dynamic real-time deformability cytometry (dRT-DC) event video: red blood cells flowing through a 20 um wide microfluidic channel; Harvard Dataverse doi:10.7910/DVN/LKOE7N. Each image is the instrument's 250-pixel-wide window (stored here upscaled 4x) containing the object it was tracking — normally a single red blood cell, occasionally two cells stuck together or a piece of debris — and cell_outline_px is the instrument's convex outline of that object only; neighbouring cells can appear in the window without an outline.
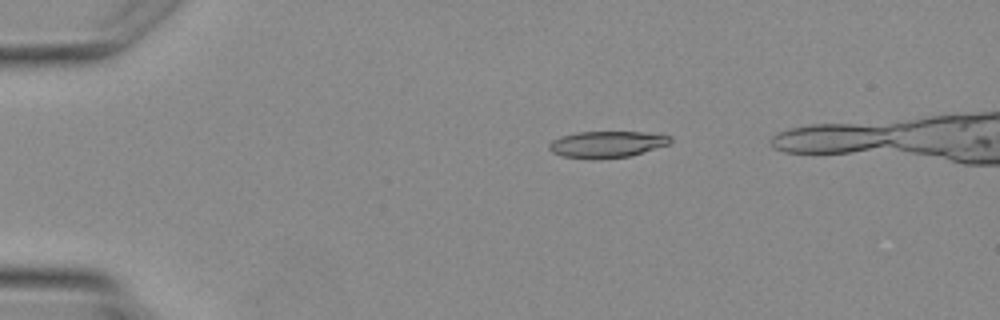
{"species": "Egyptian fruit bat (a non-hibernating species)", "species_latin": "Rousettus aegyptiacus", "temperature_condition": "warm", "stored_images_in_passage": 4, "camera_frame_rate_fps": 3000, "um_per_image_px": 0.085, "animal": {"sex": "female"}, "frame": {"image": 1, "passage_image": 2, "time_ms": 2.333, "image_size_px": [1000, 320], "cell_outline_px": [[672, 140], [668, 144], [632, 156], [592, 160], [560, 156], [552, 152], [548, 148], [548, 144], [552, 140], [560, 136], [576, 132], [644, 132], [672, 136]], "centroid_in_image_um": [51.54, 12.28], "position_along_channel_um": 33.5, "area_um2": 19.02}}